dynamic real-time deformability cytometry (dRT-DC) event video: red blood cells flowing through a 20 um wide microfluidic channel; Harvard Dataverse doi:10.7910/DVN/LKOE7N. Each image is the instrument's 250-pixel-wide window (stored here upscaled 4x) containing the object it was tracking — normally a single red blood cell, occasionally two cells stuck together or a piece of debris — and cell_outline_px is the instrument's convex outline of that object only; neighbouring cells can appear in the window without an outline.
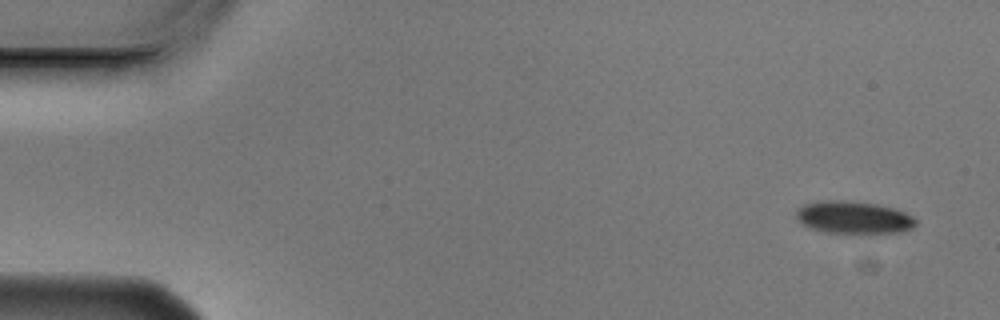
{"species": "Egyptian fruit bat (a non-hibernating species)", "species_latin": "Rousettus aegyptiacus", "temperature_condition": "cold", "stored_images_in_passage": 4, "camera_frame_rate_fps": 3000, "um_per_image_px": 0.085, "animal": {"sex": "male"}, "frame": {"image": 1, "passage_image": 1, "time_ms": 0.0, "image_size_px": [1000, 320], "cell_outline_px": [[916, 224], [912, 228], [900, 232], [860, 236], [828, 232], [812, 228], [796, 220], [796, 212], [804, 204], [824, 200], [844, 200], [876, 204], [892, 208], [904, 212], [912, 216], [916, 220]], "centroid_in_image_um": [72.58, 18.52], "position_along_channel_um": 12.4, "area_um2": 23.18}}